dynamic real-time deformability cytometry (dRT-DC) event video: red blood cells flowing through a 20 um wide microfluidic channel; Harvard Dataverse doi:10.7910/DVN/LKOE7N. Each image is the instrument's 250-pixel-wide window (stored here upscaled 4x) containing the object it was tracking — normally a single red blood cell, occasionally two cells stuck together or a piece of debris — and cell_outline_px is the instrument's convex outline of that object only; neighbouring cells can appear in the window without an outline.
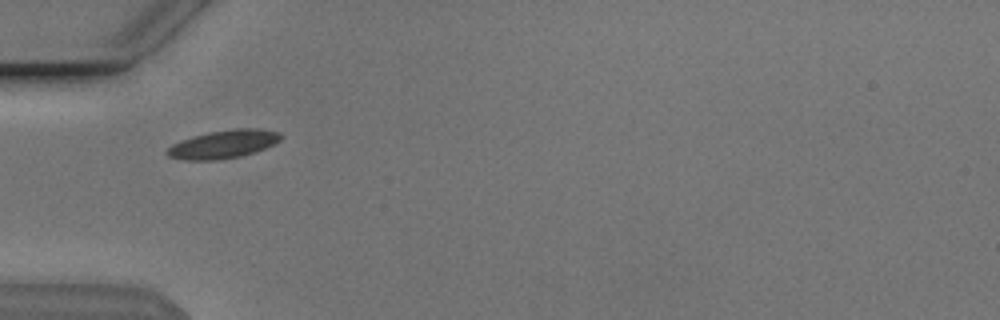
{"species": "Egyptian fruit bat (a non-hibernating species)", "species_latin": "Rousettus aegyptiacus", "temperature_condition": "cold", "stored_images_in_passage": 35, "camera_frame_rate_fps": 3000, "um_per_image_px": 0.085, "animal": {"sex": "male"}, "frame": {"image": 1, "passage_image": 2, "time_ms": 0.333, "image_size_px": [1000, 320], "cell_outline_px": [[280, 140], [256, 152], [240, 156], [216, 160], [184, 160], [168, 156], [164, 152], [172, 144], [180, 140], [192, 136], [208, 132], [236, 128], [256, 128], [280, 132]], "centroid_in_image_um": [18.94, 12.25], "position_along_channel_um": 66.1, "area_um2": 18.67}}
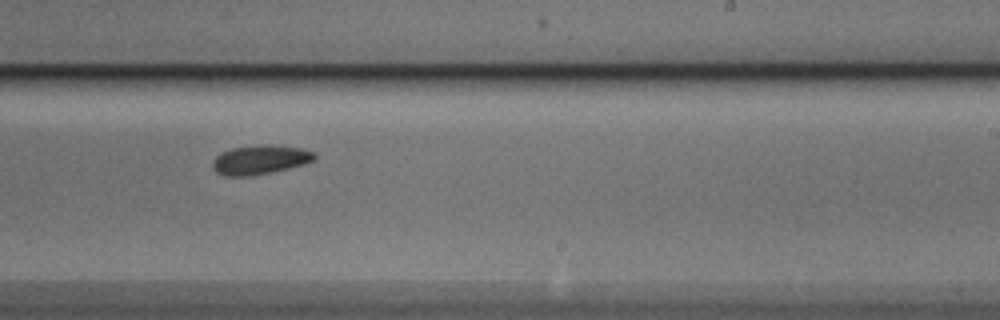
{"frame": {"image": 2, "passage_image": 18, "time_ms": 5.667, "image_size_px": [1000, 320], "cell_outline_px": [[316, 156], [312, 160], [304, 164], [288, 168], [248, 176], [224, 176], [216, 172], [212, 168], [212, 160], [220, 152], [232, 148], [264, 144], [272, 144], [300, 148], [312, 152]], "centroid_in_image_um": [22.04, 13.57], "position_along_channel_um": 267.0, "area_um2": 17.22}}
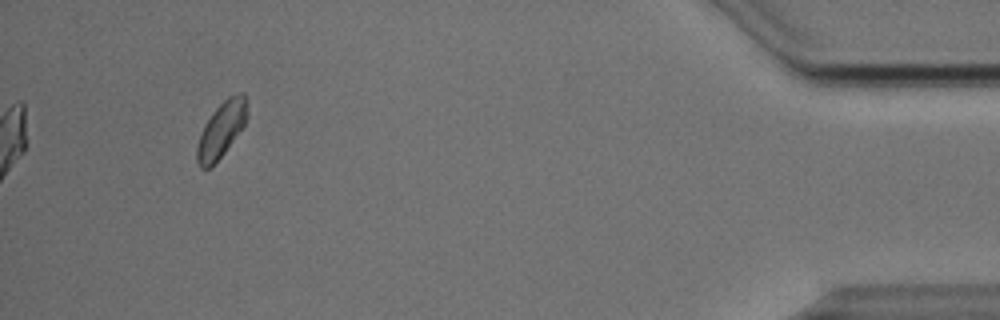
{"frame": {"image": 3, "passage_image": 35, "time_ms": 11.333, "image_size_px": [1000, 320], "cell_outline_px": [[248, 116], [244, 124], [224, 152], [208, 168], [200, 168], [196, 160], [196, 148], [204, 124], [212, 112], [228, 96], [240, 92], [244, 92]], "centroid_in_image_um": [18.8, 10.98], "position_along_channel_um": 416.4, "area_um2": 15.84}, "authors_computed_cell_mechanics": {"area_um2": 17.3978, "velocity_mm_per_s": 3.8024, "shape_relaxation_time_tau1_ms": 2.8121, "shape_relaxation_time_tau2_ms": null, "deformation_change_tau1": 0.0737, "deformation_change_tau2": null}}